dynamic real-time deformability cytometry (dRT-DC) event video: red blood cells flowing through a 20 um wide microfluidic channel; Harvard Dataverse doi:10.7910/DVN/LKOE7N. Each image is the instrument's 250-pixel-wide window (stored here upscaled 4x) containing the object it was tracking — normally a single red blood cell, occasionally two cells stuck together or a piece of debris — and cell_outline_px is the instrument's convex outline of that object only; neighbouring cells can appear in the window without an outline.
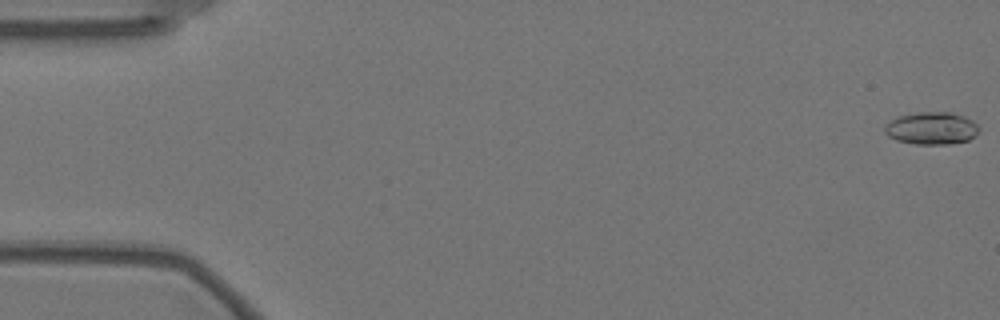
{"species": "Egyptian fruit bat (a non-hibernating species)", "species_latin": "Rousettus aegyptiacus", "temperature_condition": "warm", "stored_images_in_passage": 17, "camera_frame_rate_fps": 3000, "um_per_image_px": 0.085, "animal": {"sex": "female"}, "frame": {"image": 1, "passage_image": 1, "time_ms": 0.0, "image_size_px": [1000, 320], "cell_outline_px": [[980, 132], [968, 140], [948, 144], [916, 144], [896, 140], [888, 136], [884, 132], [884, 128], [896, 116], [920, 112], [952, 112], [964, 116], [972, 120], [980, 128]], "centroid_in_image_um": [79.2, 10.9], "position_along_channel_um": 5.8, "area_um2": 17.86}}
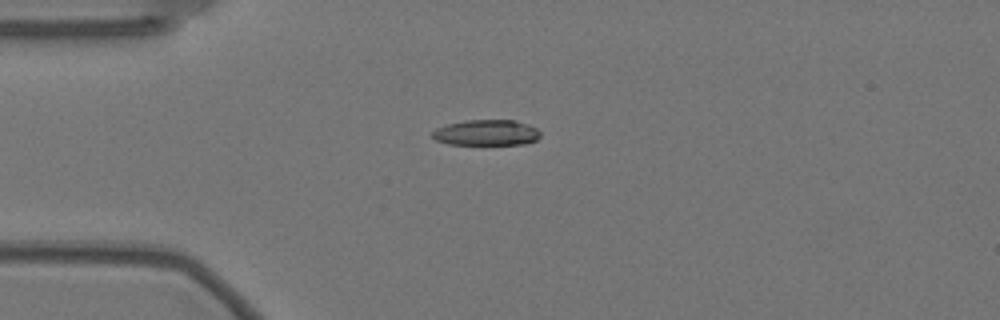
{"frame": {"image": 2, "passage_image": 15, "time_ms": 4.667, "image_size_px": [1000, 320], "cell_outline_px": [[540, 136], [536, 140], [524, 144], [448, 144], [436, 140], [432, 136], [432, 132], [436, 128], [448, 124], [464, 120], [516, 120], [528, 124], [536, 128], [540, 132]], "centroid_in_image_um": [41.35, 11.27], "position_along_channel_um": 43.6, "area_um2": 16.18}}